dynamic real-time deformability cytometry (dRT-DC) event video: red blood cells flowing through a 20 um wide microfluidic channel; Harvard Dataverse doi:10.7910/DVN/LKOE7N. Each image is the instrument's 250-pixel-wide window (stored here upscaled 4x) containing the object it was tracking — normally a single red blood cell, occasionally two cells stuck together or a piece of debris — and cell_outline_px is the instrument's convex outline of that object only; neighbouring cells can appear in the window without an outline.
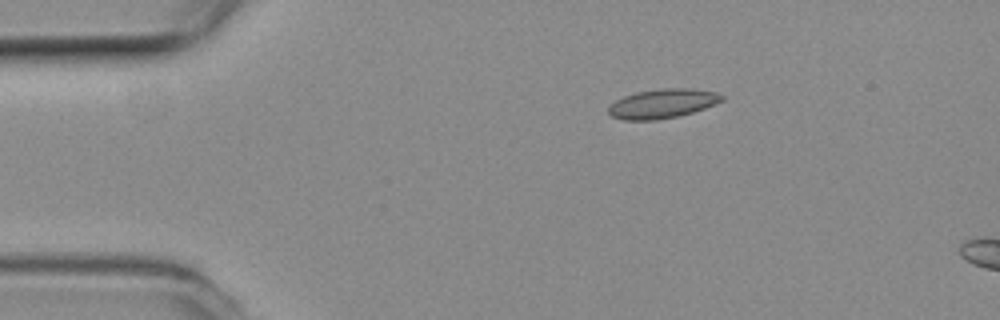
{"species": "common noctule bat (a hibernating species)", "species_latin": "Nyctalus noctula", "temperature_condition": "room temperature", "stored_images_in_passage": 2, "camera_frame_rate_fps": 3000, "um_per_image_px": 0.085, "animal": {"sex": "female", "body_mass_g": 19.3, "forearm_length_mm": 54.1}, "frame": {"image": 1, "passage_image": 1, "time_ms": 0.0, "image_size_px": [1000, 320], "cell_outline_px": [[724, 100], [716, 104], [692, 112], [676, 116], [656, 120], [624, 120], [612, 116], [608, 112], [608, 108], [616, 100], [624, 96], [636, 92], [664, 88], [688, 88], [716, 92], [724, 96]], "centroid_in_image_um": [56.32, 8.8], "position_along_channel_um": 28.7, "area_um2": 19.19}}